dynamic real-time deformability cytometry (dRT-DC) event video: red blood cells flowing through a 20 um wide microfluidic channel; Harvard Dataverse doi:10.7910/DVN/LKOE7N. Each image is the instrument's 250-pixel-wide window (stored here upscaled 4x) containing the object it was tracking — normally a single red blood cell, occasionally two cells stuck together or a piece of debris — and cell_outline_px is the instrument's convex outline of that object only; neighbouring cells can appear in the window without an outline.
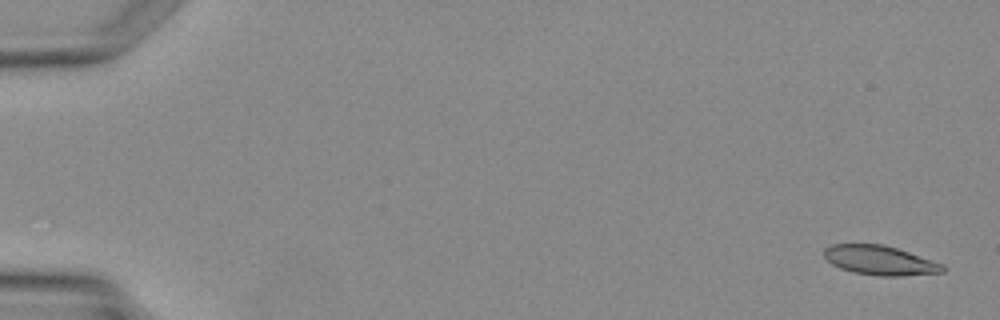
{"species": "Egyptian fruit bat (a non-hibernating species)", "species_latin": "Rousettus aegyptiacus", "temperature_condition": "warm", "stored_images_in_passage": 6, "camera_frame_rate_fps": 3000, "um_per_image_px": 0.085, "animal": {"sex": "female"}, "frame": {"image": 1, "passage_image": 1, "time_ms": 0.0, "image_size_px": [1000, 320], "cell_outline_px": [[944, 272], [900, 276], [880, 276], [852, 272], [840, 268], [832, 264], [824, 256], [824, 248], [832, 244], [884, 244], [944, 264]], "centroid_in_image_um": [74.78, 22.13], "position_along_channel_um": 10.2, "area_um2": 20.23}}
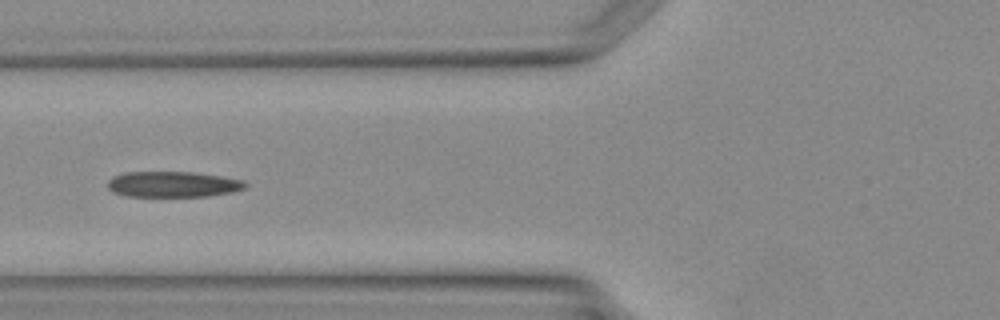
{"frame": {"image": 2, "passage_image": 5, "time_ms": 5.0, "image_size_px": [1000, 320], "cell_outline_px": [[248, 184], [244, 188], [232, 192], [208, 196], [128, 196], [112, 192], [108, 188], [108, 180], [112, 176], [124, 172], [196, 172], [224, 176], [244, 180]], "centroid_in_image_um": [14.71, 15.65], "position_along_channel_um": 111.1, "area_um2": 20.81}}